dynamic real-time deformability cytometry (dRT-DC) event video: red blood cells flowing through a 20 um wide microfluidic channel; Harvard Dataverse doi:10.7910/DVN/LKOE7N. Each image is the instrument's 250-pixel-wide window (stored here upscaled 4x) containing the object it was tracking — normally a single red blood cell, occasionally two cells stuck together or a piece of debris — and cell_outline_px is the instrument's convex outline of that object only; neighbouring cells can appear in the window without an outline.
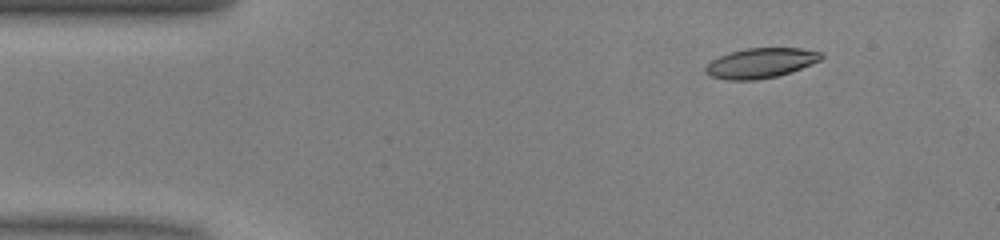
{"species": "common noctule bat (a hibernating species)", "species_latin": "Nyctalus noctula", "temperature_condition": "warm", "stored_images_in_passage": 39, "camera_frame_rate_fps": 3000, "um_per_image_px": 0.085, "animal": {"sex": "male", "body_mass_g": 13.0, "forearm_length_mm": 53.1}, "frame": {"image": 1, "passage_image": 5, "time_ms": 1.333, "image_size_px": [1000, 240], "cell_outline_px": [[824, 56], [820, 60], [792, 72], [776, 76], [756, 80], [728, 80], [712, 76], [704, 72], [704, 68], [712, 60], [720, 56], [732, 52], [748, 48], [800, 48], [820, 52]], "centroid_in_image_um": [64.66, 5.36], "position_along_channel_um": 20.3, "area_um2": 20.0}}
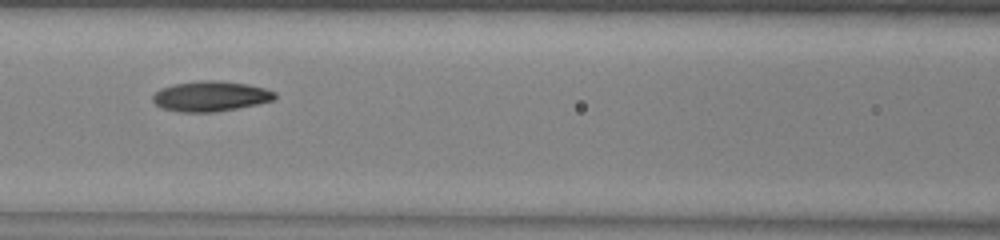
{"frame": {"image": 2, "passage_image": 20, "time_ms": 6.333, "image_size_px": [1000, 240], "cell_outline_px": [[276, 96], [272, 100], [256, 104], [216, 112], [180, 112], [164, 108], [156, 104], [152, 100], [152, 96], [160, 88], [172, 84], [200, 80], [216, 80], [248, 84], [264, 88], [276, 92]], "centroid_in_image_um": [17.87, 8.17], "position_along_channel_um": 148.7, "area_um2": 21.44}}
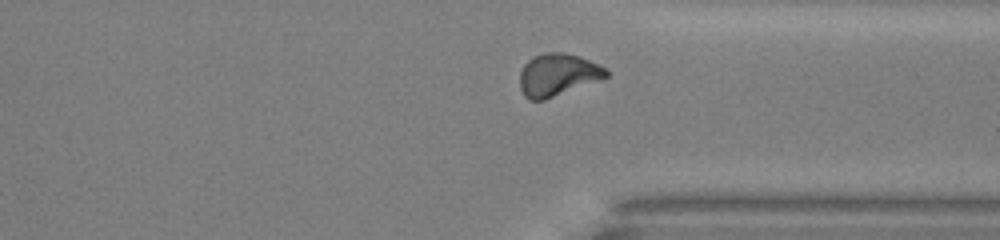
{"frame": {"image": 3, "passage_image": 36, "time_ms": 11.667, "image_size_px": [1000, 240], "cell_outline_px": [[608, 76], [600, 80], [544, 100], [528, 100], [524, 96], [520, 88], [520, 72], [524, 64], [532, 56], [544, 52], [560, 52], [580, 56], [604, 68], [608, 72]], "centroid_in_image_um": [47.36, 6.36], "position_along_channel_um": 364.0, "area_um2": 21.27}, "authors_computed_cell_mechanics": {"area_um2": 20.8658, "velocity_mm_per_s": 4.0588, "shape_relaxation_time_tau1_ms": 5.422, "shape_relaxation_time_tau2_ms": 3.3046, "deformation_change_tau1": 0.1525, "deformation_change_tau2": 0.0925}}